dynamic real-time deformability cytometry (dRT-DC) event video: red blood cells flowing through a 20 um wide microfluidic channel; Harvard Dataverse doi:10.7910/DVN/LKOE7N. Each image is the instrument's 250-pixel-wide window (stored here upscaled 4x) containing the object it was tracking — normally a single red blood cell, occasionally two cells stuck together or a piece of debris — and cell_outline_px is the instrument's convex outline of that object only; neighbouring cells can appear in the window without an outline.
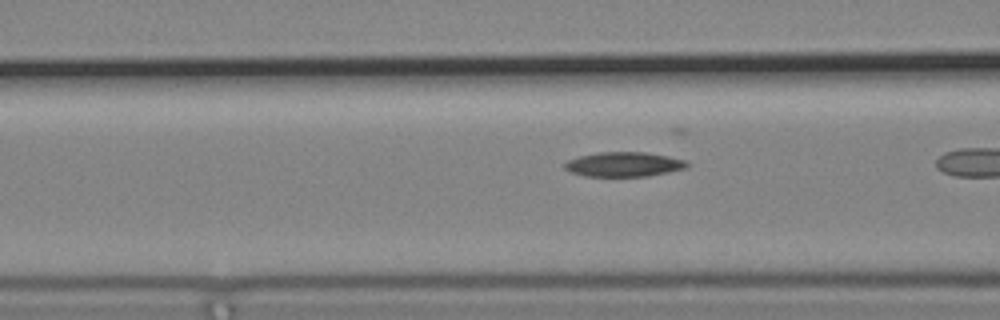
{"species": "common noctule bat (a hibernating species)", "species_latin": "Nyctalus noctula", "temperature_condition": "cold", "stored_images_in_passage": 13, "camera_frame_rate_fps": 3000, "um_per_image_px": 0.085, "animal": {"sex": "male", "body_mass_g": 19.2, "forearm_length_mm": 51.8}, "frame": {"image": 1, "passage_image": 11, "time_ms": 3.333, "image_size_px": [1000, 320], "cell_outline_px": [[688, 168], [648, 176], [584, 176], [572, 172], [564, 168], [564, 164], [568, 160], [580, 156], [600, 152], [644, 152], [668, 156], [684, 160], [688, 164]], "centroid_in_image_um": [53.04, 13.97], "position_along_channel_um": 113.6, "area_um2": 17.4}}